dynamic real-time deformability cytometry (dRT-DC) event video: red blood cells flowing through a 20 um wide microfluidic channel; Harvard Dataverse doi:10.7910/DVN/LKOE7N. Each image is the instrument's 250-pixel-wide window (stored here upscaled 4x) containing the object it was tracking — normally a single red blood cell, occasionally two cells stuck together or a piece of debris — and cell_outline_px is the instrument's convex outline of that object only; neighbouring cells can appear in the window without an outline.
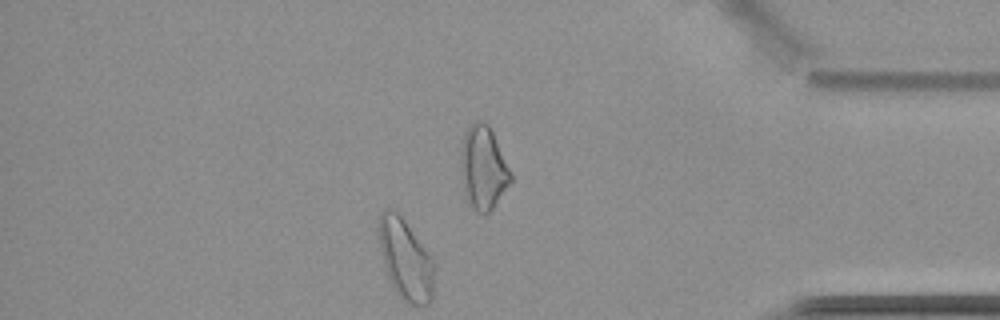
{"species": "common noctule bat (a hibernating species)", "species_latin": "Nyctalus noctula", "temperature_condition": "cold", "stored_images_in_passage": 52, "camera_frame_rate_fps": 3000, "um_per_image_px": 0.085, "animal": {"sex": "female", "body_mass_g": 22.7, "forearm_length_mm": 54.2}, "frame": {"image": 1, "passage_image": 52, "time_ms": 17.0, "image_size_px": [1000, 320], "cell_outline_px": [[512, 184], [492, 208], [488, 212], [476, 212], [472, 208], [460, 172], [460, 148], [464, 132], [468, 124], [476, 120], [480, 120], [488, 124], [512, 172]], "centroid_in_image_um": [41.08, 14.21], "position_along_channel_um": 394.1, "area_um2": 24.33}, "authors_computed_cell_mechanics": {"area_um2": 21.6172, "velocity_mm_per_s": 3.4342, "shape_relaxation_time_tau1_ms": null, "shape_relaxation_time_tau2_ms": 4.5889, "deformation_change_tau1": null, "deformation_change_tau2": 0.0692}}